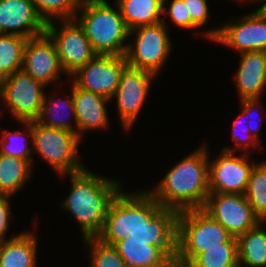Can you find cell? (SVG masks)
I'll return each mask as SVG.
<instances>
[{
	"label": "cell",
	"instance_id": "obj_1",
	"mask_svg": "<svg viewBox=\"0 0 266 267\" xmlns=\"http://www.w3.org/2000/svg\"><path fill=\"white\" fill-rule=\"evenodd\" d=\"M137 192L120 190L117 193L109 205L105 226L98 238L110 245L127 238L147 241L161 248L175 262L179 212L163 208L144 189Z\"/></svg>",
	"mask_w": 266,
	"mask_h": 267
},
{
	"label": "cell",
	"instance_id": "obj_13",
	"mask_svg": "<svg viewBox=\"0 0 266 267\" xmlns=\"http://www.w3.org/2000/svg\"><path fill=\"white\" fill-rule=\"evenodd\" d=\"M203 210L235 238L260 222L244 194L209 193Z\"/></svg>",
	"mask_w": 266,
	"mask_h": 267
},
{
	"label": "cell",
	"instance_id": "obj_21",
	"mask_svg": "<svg viewBox=\"0 0 266 267\" xmlns=\"http://www.w3.org/2000/svg\"><path fill=\"white\" fill-rule=\"evenodd\" d=\"M70 93L71 95L65 97V99H58L56 97H51V95L49 97L44 95L41 113L36 121L43 126L70 131L77 134L75 105L72 92ZM67 110H69V112ZM71 117L73 119H71ZM72 120H74V125L71 123Z\"/></svg>",
	"mask_w": 266,
	"mask_h": 267
},
{
	"label": "cell",
	"instance_id": "obj_3",
	"mask_svg": "<svg viewBox=\"0 0 266 267\" xmlns=\"http://www.w3.org/2000/svg\"><path fill=\"white\" fill-rule=\"evenodd\" d=\"M65 175L70 178L71 191L61 207L79 223L83 239L98 237L105 226L109 205L122 189L121 183L118 179L96 175L87 168L60 176Z\"/></svg>",
	"mask_w": 266,
	"mask_h": 267
},
{
	"label": "cell",
	"instance_id": "obj_37",
	"mask_svg": "<svg viewBox=\"0 0 266 267\" xmlns=\"http://www.w3.org/2000/svg\"><path fill=\"white\" fill-rule=\"evenodd\" d=\"M231 267H243V265L240 262H237L235 265H233Z\"/></svg>",
	"mask_w": 266,
	"mask_h": 267
},
{
	"label": "cell",
	"instance_id": "obj_39",
	"mask_svg": "<svg viewBox=\"0 0 266 267\" xmlns=\"http://www.w3.org/2000/svg\"><path fill=\"white\" fill-rule=\"evenodd\" d=\"M3 241L0 240V251H1V245H2Z\"/></svg>",
	"mask_w": 266,
	"mask_h": 267
},
{
	"label": "cell",
	"instance_id": "obj_33",
	"mask_svg": "<svg viewBox=\"0 0 266 267\" xmlns=\"http://www.w3.org/2000/svg\"><path fill=\"white\" fill-rule=\"evenodd\" d=\"M187 9V16L198 27L206 25L210 17L209 6L206 0H183Z\"/></svg>",
	"mask_w": 266,
	"mask_h": 267
},
{
	"label": "cell",
	"instance_id": "obj_24",
	"mask_svg": "<svg viewBox=\"0 0 266 267\" xmlns=\"http://www.w3.org/2000/svg\"><path fill=\"white\" fill-rule=\"evenodd\" d=\"M32 168L27 160L0 153V195L15 196L31 179Z\"/></svg>",
	"mask_w": 266,
	"mask_h": 267
},
{
	"label": "cell",
	"instance_id": "obj_2",
	"mask_svg": "<svg viewBox=\"0 0 266 267\" xmlns=\"http://www.w3.org/2000/svg\"><path fill=\"white\" fill-rule=\"evenodd\" d=\"M209 154L199 146L175 164L148 193L163 207L181 212L203 209L209 195Z\"/></svg>",
	"mask_w": 266,
	"mask_h": 267
},
{
	"label": "cell",
	"instance_id": "obj_23",
	"mask_svg": "<svg viewBox=\"0 0 266 267\" xmlns=\"http://www.w3.org/2000/svg\"><path fill=\"white\" fill-rule=\"evenodd\" d=\"M236 239L238 262L245 267H266V222L260 221Z\"/></svg>",
	"mask_w": 266,
	"mask_h": 267
},
{
	"label": "cell",
	"instance_id": "obj_5",
	"mask_svg": "<svg viewBox=\"0 0 266 267\" xmlns=\"http://www.w3.org/2000/svg\"><path fill=\"white\" fill-rule=\"evenodd\" d=\"M226 241H237L203 209L179 212L175 267H187L199 254Z\"/></svg>",
	"mask_w": 266,
	"mask_h": 267
},
{
	"label": "cell",
	"instance_id": "obj_36",
	"mask_svg": "<svg viewBox=\"0 0 266 267\" xmlns=\"http://www.w3.org/2000/svg\"><path fill=\"white\" fill-rule=\"evenodd\" d=\"M254 1V3H261L260 8L266 13V0H252V2Z\"/></svg>",
	"mask_w": 266,
	"mask_h": 267
},
{
	"label": "cell",
	"instance_id": "obj_11",
	"mask_svg": "<svg viewBox=\"0 0 266 267\" xmlns=\"http://www.w3.org/2000/svg\"><path fill=\"white\" fill-rule=\"evenodd\" d=\"M236 150L224 147L221 154L208 162L209 193L245 194L251 169L250 154L237 156Z\"/></svg>",
	"mask_w": 266,
	"mask_h": 267
},
{
	"label": "cell",
	"instance_id": "obj_10",
	"mask_svg": "<svg viewBox=\"0 0 266 267\" xmlns=\"http://www.w3.org/2000/svg\"><path fill=\"white\" fill-rule=\"evenodd\" d=\"M47 23L46 33L54 41L62 70L69 78L80 67L89 62L96 53L93 51L84 30L75 19Z\"/></svg>",
	"mask_w": 266,
	"mask_h": 267
},
{
	"label": "cell",
	"instance_id": "obj_28",
	"mask_svg": "<svg viewBox=\"0 0 266 267\" xmlns=\"http://www.w3.org/2000/svg\"><path fill=\"white\" fill-rule=\"evenodd\" d=\"M238 262L237 241L210 248L199 254L187 267H231Z\"/></svg>",
	"mask_w": 266,
	"mask_h": 267
},
{
	"label": "cell",
	"instance_id": "obj_19",
	"mask_svg": "<svg viewBox=\"0 0 266 267\" xmlns=\"http://www.w3.org/2000/svg\"><path fill=\"white\" fill-rule=\"evenodd\" d=\"M126 267H175L174 261L159 247L147 241L123 239L115 245Z\"/></svg>",
	"mask_w": 266,
	"mask_h": 267
},
{
	"label": "cell",
	"instance_id": "obj_38",
	"mask_svg": "<svg viewBox=\"0 0 266 267\" xmlns=\"http://www.w3.org/2000/svg\"><path fill=\"white\" fill-rule=\"evenodd\" d=\"M243 1L245 2V1H252V0H240V3L243 2Z\"/></svg>",
	"mask_w": 266,
	"mask_h": 267
},
{
	"label": "cell",
	"instance_id": "obj_34",
	"mask_svg": "<svg viewBox=\"0 0 266 267\" xmlns=\"http://www.w3.org/2000/svg\"><path fill=\"white\" fill-rule=\"evenodd\" d=\"M259 101H260L259 98H252V99H243V100H240V103H241V106H242L241 109H243L245 111V118L248 120L247 125H248V128L250 130V133L256 138L257 141H261V139L258 138V136H259V129L261 128L260 127L261 125H258L259 127L257 126V124H256L257 122H254L255 119H254V117L252 115L255 114V111H256L257 108L258 109L259 108H262V105L260 104L261 102H259ZM259 115L260 114L258 113V116ZM257 119H260L261 120L262 118H259L258 117Z\"/></svg>",
	"mask_w": 266,
	"mask_h": 267
},
{
	"label": "cell",
	"instance_id": "obj_29",
	"mask_svg": "<svg viewBox=\"0 0 266 267\" xmlns=\"http://www.w3.org/2000/svg\"><path fill=\"white\" fill-rule=\"evenodd\" d=\"M38 14L49 23L74 19L81 0H32Z\"/></svg>",
	"mask_w": 266,
	"mask_h": 267
},
{
	"label": "cell",
	"instance_id": "obj_32",
	"mask_svg": "<svg viewBox=\"0 0 266 267\" xmlns=\"http://www.w3.org/2000/svg\"><path fill=\"white\" fill-rule=\"evenodd\" d=\"M168 0H163V15L170 16L171 21L177 27L182 29H195L198 28L192 21L191 17L187 16V9L186 5L184 4L183 0H172L170 3V7H166V3ZM168 8V9H167Z\"/></svg>",
	"mask_w": 266,
	"mask_h": 267
},
{
	"label": "cell",
	"instance_id": "obj_6",
	"mask_svg": "<svg viewBox=\"0 0 266 267\" xmlns=\"http://www.w3.org/2000/svg\"><path fill=\"white\" fill-rule=\"evenodd\" d=\"M33 152L37 153L59 175L74 173L86 168L78 159V134L43 126L32 121ZM36 151V152H35Z\"/></svg>",
	"mask_w": 266,
	"mask_h": 267
},
{
	"label": "cell",
	"instance_id": "obj_35",
	"mask_svg": "<svg viewBox=\"0 0 266 267\" xmlns=\"http://www.w3.org/2000/svg\"><path fill=\"white\" fill-rule=\"evenodd\" d=\"M11 196L0 195V240H6L9 224L13 218L10 205Z\"/></svg>",
	"mask_w": 266,
	"mask_h": 267
},
{
	"label": "cell",
	"instance_id": "obj_15",
	"mask_svg": "<svg viewBox=\"0 0 266 267\" xmlns=\"http://www.w3.org/2000/svg\"><path fill=\"white\" fill-rule=\"evenodd\" d=\"M22 70L45 86L60 80L62 70L57 48L47 33L28 38Z\"/></svg>",
	"mask_w": 266,
	"mask_h": 267
},
{
	"label": "cell",
	"instance_id": "obj_31",
	"mask_svg": "<svg viewBox=\"0 0 266 267\" xmlns=\"http://www.w3.org/2000/svg\"><path fill=\"white\" fill-rule=\"evenodd\" d=\"M247 123L248 120L245 118V111L242 109L239 116L233 120V131L231 138L234 142V148H237L236 150H241L242 148L244 150L243 154H246V151L248 152L252 147H258L261 143L260 141H257L256 138L250 133Z\"/></svg>",
	"mask_w": 266,
	"mask_h": 267
},
{
	"label": "cell",
	"instance_id": "obj_16",
	"mask_svg": "<svg viewBox=\"0 0 266 267\" xmlns=\"http://www.w3.org/2000/svg\"><path fill=\"white\" fill-rule=\"evenodd\" d=\"M46 26L32 0H0V34L33 38L46 33Z\"/></svg>",
	"mask_w": 266,
	"mask_h": 267
},
{
	"label": "cell",
	"instance_id": "obj_4",
	"mask_svg": "<svg viewBox=\"0 0 266 267\" xmlns=\"http://www.w3.org/2000/svg\"><path fill=\"white\" fill-rule=\"evenodd\" d=\"M106 0H81L74 19L84 30L96 54L124 56L130 30L118 5ZM81 15V16H80Z\"/></svg>",
	"mask_w": 266,
	"mask_h": 267
},
{
	"label": "cell",
	"instance_id": "obj_26",
	"mask_svg": "<svg viewBox=\"0 0 266 267\" xmlns=\"http://www.w3.org/2000/svg\"><path fill=\"white\" fill-rule=\"evenodd\" d=\"M244 195L256 217L266 222V161L255 163L251 169Z\"/></svg>",
	"mask_w": 266,
	"mask_h": 267
},
{
	"label": "cell",
	"instance_id": "obj_22",
	"mask_svg": "<svg viewBox=\"0 0 266 267\" xmlns=\"http://www.w3.org/2000/svg\"><path fill=\"white\" fill-rule=\"evenodd\" d=\"M129 30L162 22L163 0H116Z\"/></svg>",
	"mask_w": 266,
	"mask_h": 267
},
{
	"label": "cell",
	"instance_id": "obj_20",
	"mask_svg": "<svg viewBox=\"0 0 266 267\" xmlns=\"http://www.w3.org/2000/svg\"><path fill=\"white\" fill-rule=\"evenodd\" d=\"M38 241L33 233L23 231L3 241L0 267H36Z\"/></svg>",
	"mask_w": 266,
	"mask_h": 267
},
{
	"label": "cell",
	"instance_id": "obj_14",
	"mask_svg": "<svg viewBox=\"0 0 266 267\" xmlns=\"http://www.w3.org/2000/svg\"><path fill=\"white\" fill-rule=\"evenodd\" d=\"M152 72L126 66L113 98H116L117 110L123 129L129 131L145 105L150 85L155 79Z\"/></svg>",
	"mask_w": 266,
	"mask_h": 267
},
{
	"label": "cell",
	"instance_id": "obj_30",
	"mask_svg": "<svg viewBox=\"0 0 266 267\" xmlns=\"http://www.w3.org/2000/svg\"><path fill=\"white\" fill-rule=\"evenodd\" d=\"M83 241L90 249V267H126L114 245L104 243L98 237L85 238Z\"/></svg>",
	"mask_w": 266,
	"mask_h": 267
},
{
	"label": "cell",
	"instance_id": "obj_9",
	"mask_svg": "<svg viewBox=\"0 0 266 267\" xmlns=\"http://www.w3.org/2000/svg\"><path fill=\"white\" fill-rule=\"evenodd\" d=\"M45 86L23 70L0 82V101L7 104L17 122L36 121L41 113Z\"/></svg>",
	"mask_w": 266,
	"mask_h": 267
},
{
	"label": "cell",
	"instance_id": "obj_8",
	"mask_svg": "<svg viewBox=\"0 0 266 267\" xmlns=\"http://www.w3.org/2000/svg\"><path fill=\"white\" fill-rule=\"evenodd\" d=\"M236 19L202 35L239 53L266 51V13L259 7Z\"/></svg>",
	"mask_w": 266,
	"mask_h": 267
},
{
	"label": "cell",
	"instance_id": "obj_17",
	"mask_svg": "<svg viewBox=\"0 0 266 267\" xmlns=\"http://www.w3.org/2000/svg\"><path fill=\"white\" fill-rule=\"evenodd\" d=\"M72 97L75 105V116L77 119V134L82 138L85 131L103 130L109 127V119L106 104L108 98L100 94L79 88L70 81Z\"/></svg>",
	"mask_w": 266,
	"mask_h": 267
},
{
	"label": "cell",
	"instance_id": "obj_18",
	"mask_svg": "<svg viewBox=\"0 0 266 267\" xmlns=\"http://www.w3.org/2000/svg\"><path fill=\"white\" fill-rule=\"evenodd\" d=\"M235 82L240 100L260 98L266 87V51L240 53Z\"/></svg>",
	"mask_w": 266,
	"mask_h": 267
},
{
	"label": "cell",
	"instance_id": "obj_27",
	"mask_svg": "<svg viewBox=\"0 0 266 267\" xmlns=\"http://www.w3.org/2000/svg\"><path fill=\"white\" fill-rule=\"evenodd\" d=\"M22 123L26 131L1 130L0 153L27 160L32 164L33 144L29 146L27 142L28 137L33 142L32 121Z\"/></svg>",
	"mask_w": 266,
	"mask_h": 267
},
{
	"label": "cell",
	"instance_id": "obj_12",
	"mask_svg": "<svg viewBox=\"0 0 266 267\" xmlns=\"http://www.w3.org/2000/svg\"><path fill=\"white\" fill-rule=\"evenodd\" d=\"M124 56L96 54L70 78L79 87L91 91L109 100L112 99L120 82L122 71L127 66Z\"/></svg>",
	"mask_w": 266,
	"mask_h": 267
},
{
	"label": "cell",
	"instance_id": "obj_25",
	"mask_svg": "<svg viewBox=\"0 0 266 267\" xmlns=\"http://www.w3.org/2000/svg\"><path fill=\"white\" fill-rule=\"evenodd\" d=\"M27 39L19 35L0 34V82L22 70Z\"/></svg>",
	"mask_w": 266,
	"mask_h": 267
},
{
	"label": "cell",
	"instance_id": "obj_7",
	"mask_svg": "<svg viewBox=\"0 0 266 267\" xmlns=\"http://www.w3.org/2000/svg\"><path fill=\"white\" fill-rule=\"evenodd\" d=\"M165 23L166 21L162 20L160 23L140 26L130 31L129 37L137 33L135 44L128 43L125 54L128 66L146 70L158 76L172 50V41Z\"/></svg>",
	"mask_w": 266,
	"mask_h": 267
}]
</instances>
